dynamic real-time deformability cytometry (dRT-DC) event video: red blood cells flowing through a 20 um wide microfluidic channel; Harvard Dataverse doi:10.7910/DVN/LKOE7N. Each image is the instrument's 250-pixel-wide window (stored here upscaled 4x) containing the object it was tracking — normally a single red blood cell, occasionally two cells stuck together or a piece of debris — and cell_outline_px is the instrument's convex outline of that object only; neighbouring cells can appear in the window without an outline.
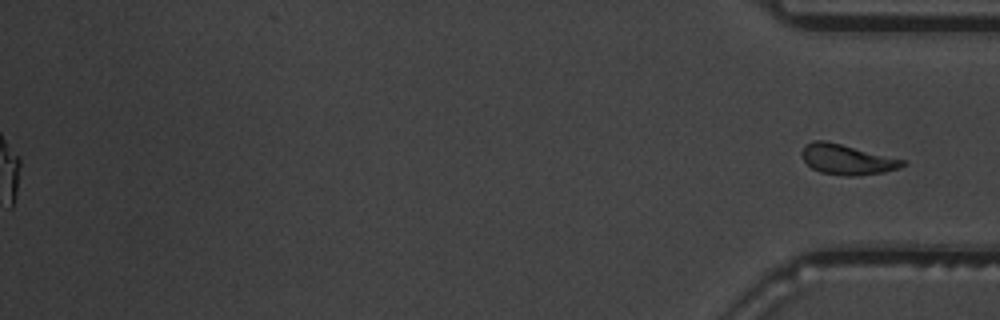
{"species": "common noctule bat (a hibernating species)", "species_latin": "Nyctalus noctula", "temperature_condition": "warm", "stored_images_in_passage": 47, "segment_of_instrument_passage": [2, 2], "camera_frame_rate_fps": 3000, "um_per_image_px": 0.085, "animal": {"sex": "male", "body_mass_g": 19.5, "forearm_length_mm": 54.6}, "frame": {"image": 1, "passage_image": 47, "time_ms": 15.333, "image_size_px": [1000, 320], "cell_outline_px": [[908, 164], [900, 168], [884, 172], [856, 176], [844, 176], [820, 172], [812, 168], [800, 156], [800, 152], [804, 144], [812, 140], [824, 140], [904, 160]], "centroid_in_image_um": [71.95, 13.56], "position_along_channel_um": 363.2, "area_um2": 17.74}}